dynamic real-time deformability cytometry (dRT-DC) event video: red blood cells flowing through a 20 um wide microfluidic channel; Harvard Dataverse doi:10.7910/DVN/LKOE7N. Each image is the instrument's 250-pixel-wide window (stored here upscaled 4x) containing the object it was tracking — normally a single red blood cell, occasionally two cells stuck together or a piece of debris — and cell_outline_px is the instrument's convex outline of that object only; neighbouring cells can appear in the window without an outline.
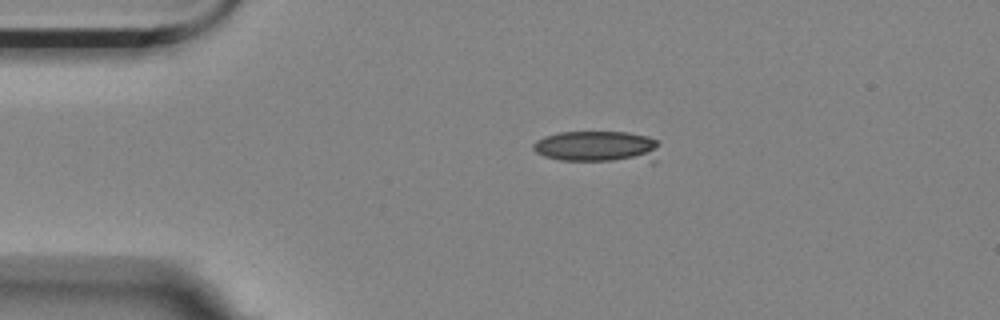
{"species": "Egyptian fruit bat (a non-hibernating species)", "species_latin": "Rousettus aegyptiacus", "temperature_condition": "room temperature", "stored_images_in_passage": 4, "camera_frame_rate_fps": 3000, "um_per_image_px": 0.085, "animal": {"sex": "female"}, "frame": {"image": 1, "passage_image": 1, "time_ms": 0.0, "image_size_px": [1000, 320], "cell_outline_px": [[660, 144], [656, 164], [652, 164], [560, 160], [544, 156], [536, 152], [532, 148], [532, 144], [536, 140], [544, 136], [556, 132], [628, 132], [648, 136], [656, 140]], "centroid_in_image_um": [50.91, 12.51], "position_along_channel_um": 34.1, "area_um2": 24.57}}
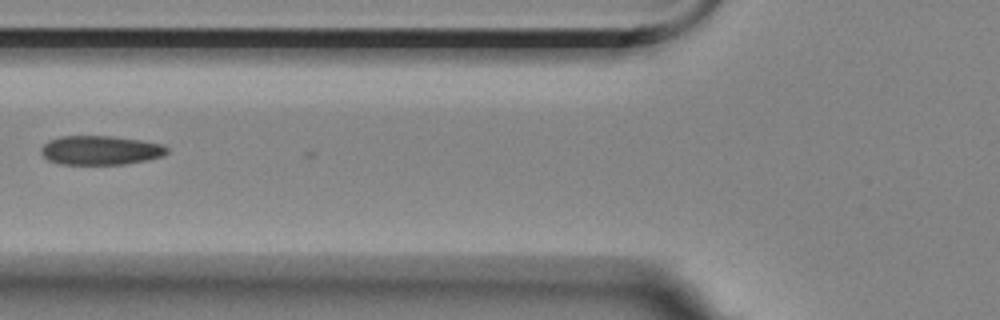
{"frame": {"image": 2, "passage_image": 4, "time_ms": 1.0, "image_size_px": [1000, 320], "cell_outline_px": [[168, 152], [164, 156], [148, 160], [124, 164], [60, 164], [48, 160], [40, 152], [40, 148], [48, 140], [60, 136], [112, 136], [140, 140], [164, 144], [168, 148]], "centroid_in_image_um": [8.55, 12.77], "position_along_channel_um": 117.2, "area_um2": 21.56}}